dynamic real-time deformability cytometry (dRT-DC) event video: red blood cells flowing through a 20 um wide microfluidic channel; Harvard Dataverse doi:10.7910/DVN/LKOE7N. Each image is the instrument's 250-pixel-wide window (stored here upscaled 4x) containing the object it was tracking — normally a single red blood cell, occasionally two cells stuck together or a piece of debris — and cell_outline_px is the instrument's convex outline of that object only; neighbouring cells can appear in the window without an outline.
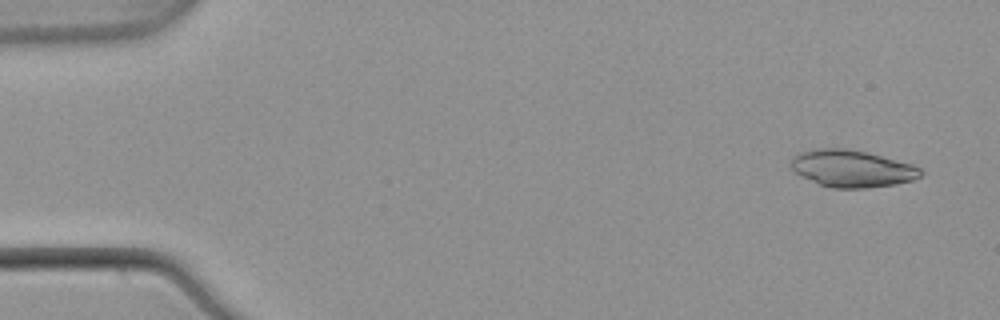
{"species": "common noctule bat (a hibernating species)", "species_latin": "Nyctalus noctula", "temperature_condition": "warm", "stored_images_in_passage": 50, "camera_frame_rate_fps": 3000, "um_per_image_px": 0.085, "animal": {"sex": "male", "body_mass_g": 21.5, "forearm_length_mm": 52.0}, "frame": {"image": 1, "passage_image": 1, "time_ms": 0.0, "image_size_px": [1000, 320], "cell_outline_px": [[924, 172], [920, 176], [912, 180], [896, 184], [868, 188], [832, 188], [820, 184], [796, 172], [788, 164], [792, 156], [800, 152], [812, 148], [848, 148], [868, 152], [912, 164], [920, 168]], "centroid_in_image_um": [72.41, 14.31], "position_along_channel_um": 12.6, "area_um2": 28.15}}
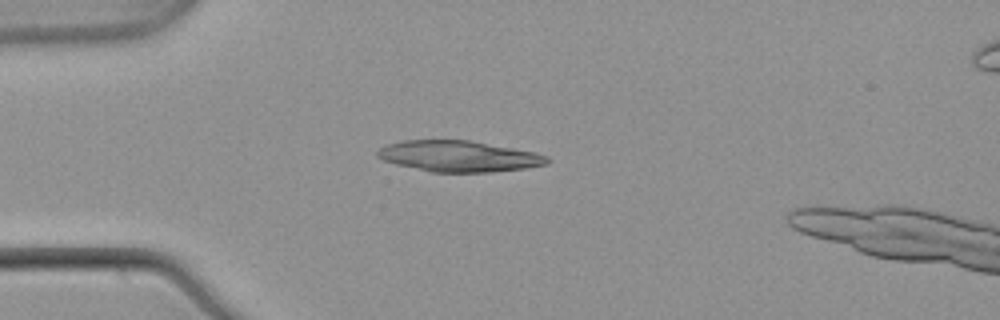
{"frame": {"image": 2, "passage_image": 12, "time_ms": 3.667, "image_size_px": [1000, 320], "cell_outline_px": [[552, 160], [548, 164], [528, 168], [492, 172], [432, 172], [396, 164], [384, 160], [376, 156], [376, 152], [380, 148], [388, 144], [404, 140], [468, 140], [536, 152], [548, 156]], "centroid_in_image_um": [39.05, 13.28], "position_along_channel_um": 46.0, "area_um2": 30.75}}
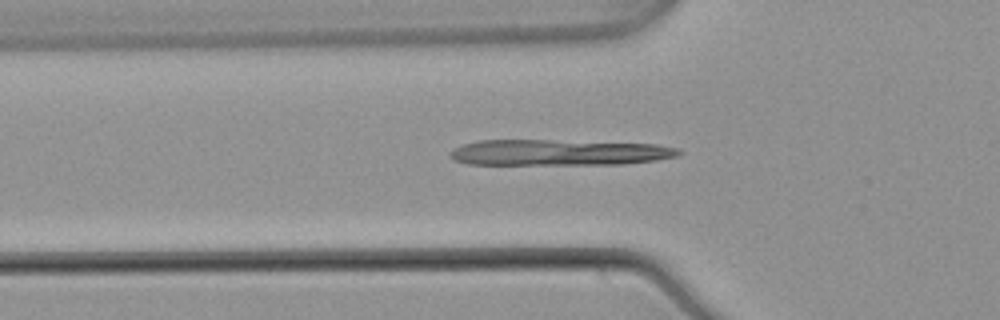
{"frame": {"image": 3, "passage_image": 16, "time_ms": 5.0, "image_size_px": [1000, 320], "cell_outline_px": [[684, 152], [676, 156], [656, 160], [624, 164], [468, 164], [456, 160], [448, 156], [456, 148], [464, 144], [480, 140], [548, 140], [656, 144], [680, 148]], "centroid_in_image_um": [47.57, 12.96], "position_along_channel_um": 78.2, "area_um2": 34.33}}